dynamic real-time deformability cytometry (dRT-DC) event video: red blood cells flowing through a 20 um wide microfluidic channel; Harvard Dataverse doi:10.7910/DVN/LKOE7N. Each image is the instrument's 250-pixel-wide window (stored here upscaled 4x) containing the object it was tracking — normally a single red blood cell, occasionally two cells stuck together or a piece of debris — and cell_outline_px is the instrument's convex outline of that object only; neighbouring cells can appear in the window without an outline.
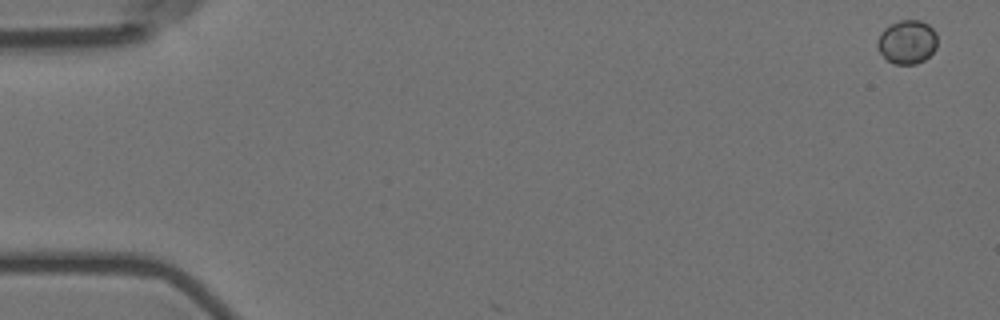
{"species": "Egyptian fruit bat (a non-hibernating species)", "species_latin": "Rousettus aegyptiacus", "temperature_condition": "room temperature", "stored_images_in_passage": 3, "camera_frame_rate_fps": 3000, "um_per_image_px": 0.085, "animal": {"sex": "female"}, "frame": {"image": 1, "passage_image": 1, "time_ms": 0.0, "image_size_px": [1000, 320], "cell_outline_px": [[936, 48], [924, 60], [916, 64], [896, 64], [888, 60], [880, 52], [876, 44], [880, 32], [884, 28], [900, 20], [920, 20], [928, 24], [936, 32]], "centroid_in_image_um": [77.1, 3.56], "position_along_channel_um": 7.9, "area_um2": 15.2}}